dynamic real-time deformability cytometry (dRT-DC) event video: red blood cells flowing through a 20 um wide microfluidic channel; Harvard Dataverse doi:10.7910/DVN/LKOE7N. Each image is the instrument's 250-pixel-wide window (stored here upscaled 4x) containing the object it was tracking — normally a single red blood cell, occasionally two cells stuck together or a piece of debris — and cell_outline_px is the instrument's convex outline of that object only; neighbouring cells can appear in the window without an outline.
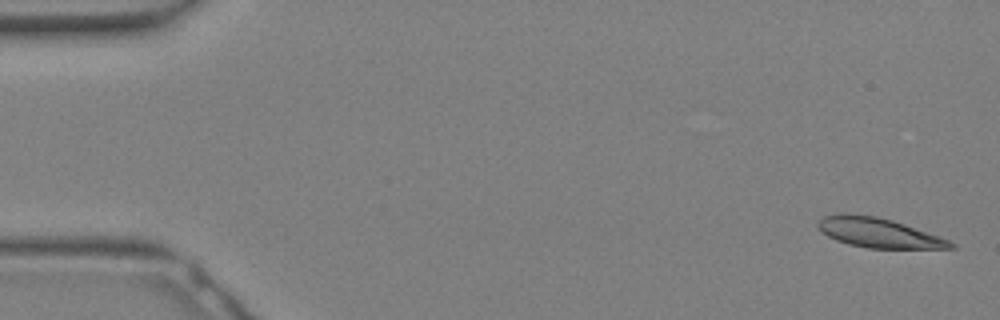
{"species": "Egyptian fruit bat (a non-hibernating species)", "species_latin": "Rousettus aegyptiacus", "temperature_condition": "warm", "stored_images_in_passage": 9, "camera_frame_rate_fps": 3000, "um_per_image_px": 0.085, "animal": {"sex": "female"}, "frame": {"image": 1, "passage_image": 1, "time_ms": 0.0, "image_size_px": [1000, 320], "cell_outline_px": [[956, 248], [868, 248], [848, 244], [836, 240], [828, 236], [816, 224], [824, 216], [840, 212], [844, 212], [876, 216], [892, 220], [904, 224], [948, 240], [956, 244]], "centroid_in_image_um": [74.64, 19.77], "position_along_channel_um": 10.4, "area_um2": 22.66}}
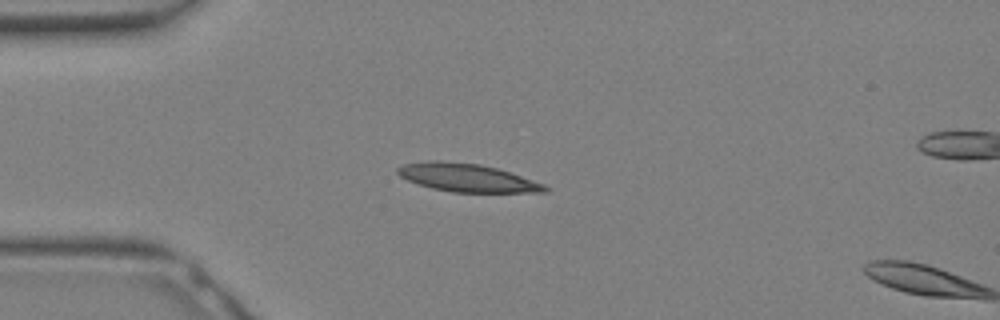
{"frame": {"image": 2, "passage_image": 8, "time_ms": 2.333, "image_size_px": [1000, 320], "cell_outline_px": [[548, 192], [452, 192], [432, 188], [416, 184], [400, 176], [396, 172], [396, 168], [404, 164], [428, 160], [436, 160], [480, 164], [496, 168], [544, 184], [548, 188]], "centroid_in_image_um": [39.65, 15.1], "position_along_channel_um": 45.4, "area_um2": 23.93}}